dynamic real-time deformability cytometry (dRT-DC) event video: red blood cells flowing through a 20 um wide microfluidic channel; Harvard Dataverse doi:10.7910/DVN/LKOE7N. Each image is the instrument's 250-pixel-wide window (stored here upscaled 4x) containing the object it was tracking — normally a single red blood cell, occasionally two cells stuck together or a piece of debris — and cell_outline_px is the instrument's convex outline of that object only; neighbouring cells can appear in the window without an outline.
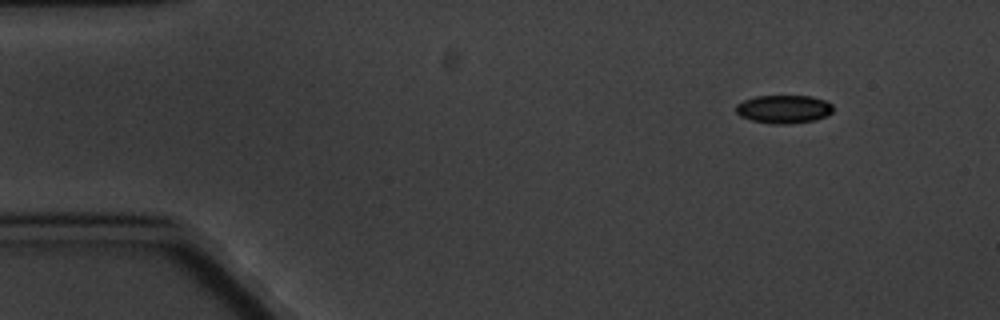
{"species": "common noctule bat (a hibernating species)", "species_latin": "Nyctalus noctula", "temperature_condition": "cold", "stored_images_in_passage": 4, "camera_frame_rate_fps": 3000, "um_per_image_px": 0.085, "animal": {"sex": "male", "body_mass_g": 20.1, "forearm_length_mm": 53.5}, "frame": {"image": 1, "passage_image": 1, "time_ms": 0.0, "image_size_px": [1000, 320], "cell_outline_px": [[832, 112], [828, 116], [816, 120], [788, 124], [772, 124], [752, 120], [740, 116], [736, 112], [736, 104], [744, 100], [756, 96], [812, 96], [824, 100], [832, 104]], "centroid_in_image_um": [66.63, 9.28], "position_along_channel_um": 18.4, "area_um2": 16.07}}
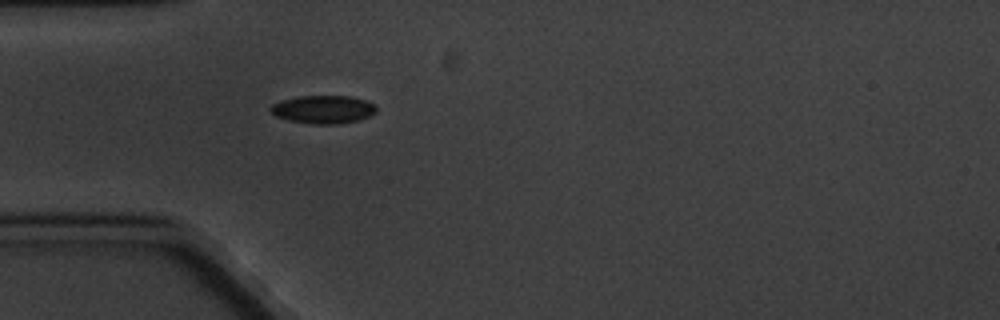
{"frame": {"image": 2, "passage_image": 4, "time_ms": 3.667, "image_size_px": [1000, 320], "cell_outline_px": [[376, 112], [368, 116], [356, 120], [336, 124], [316, 124], [288, 120], [276, 116], [268, 108], [272, 104], [280, 100], [296, 96], [352, 96], [364, 100], [372, 104], [376, 108]], "centroid_in_image_um": [27.42, 9.29], "position_along_channel_um": 57.6, "area_um2": 17.17}}